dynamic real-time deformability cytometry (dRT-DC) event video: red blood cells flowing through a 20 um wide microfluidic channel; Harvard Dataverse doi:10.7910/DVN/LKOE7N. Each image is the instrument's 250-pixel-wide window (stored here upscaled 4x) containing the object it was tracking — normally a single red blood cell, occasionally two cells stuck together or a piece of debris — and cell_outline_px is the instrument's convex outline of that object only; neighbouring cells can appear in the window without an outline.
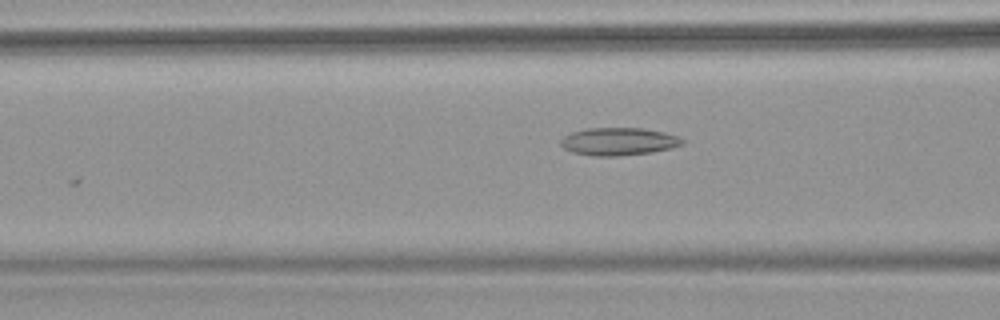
{"species": "common noctule bat (a hibernating species)", "species_latin": "Nyctalus noctula", "temperature_condition": "warm", "stored_images_in_passage": 9, "camera_frame_rate_fps": 3000, "um_per_image_px": 0.085, "animal": {"sex": "female", "body_mass_g": 18.4}, "frame": {"image": 1, "passage_image": 5, "time_ms": 1.333, "image_size_px": [1000, 320], "cell_outline_px": [[684, 144], [672, 148], [652, 152], [620, 156], [592, 156], [572, 152], [564, 148], [560, 144], [560, 140], [564, 136], [572, 132], [584, 128], [640, 128], [664, 132], [680, 136], [684, 140]], "centroid_in_image_um": [52.59, 12.03], "position_along_channel_um": 114.0, "area_um2": 19.83}}
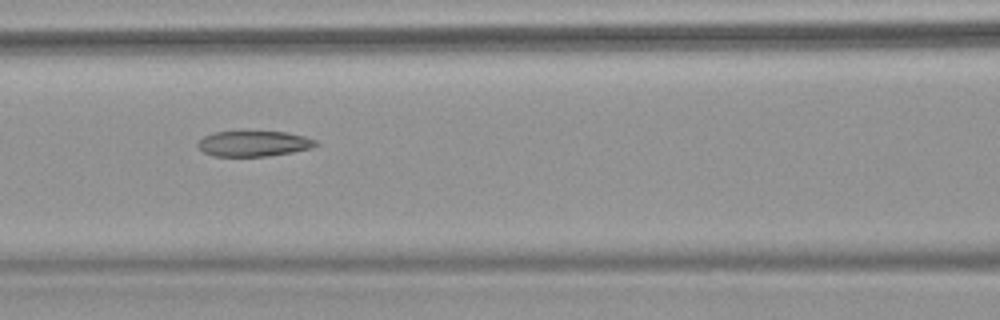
{"frame": {"image": 2, "passage_image": 8, "time_ms": 2.333, "image_size_px": [1000, 320], "cell_outline_px": [[320, 144], [312, 148], [292, 152], [268, 156], [212, 156], [204, 152], [196, 144], [204, 136], [212, 132], [288, 132], [304, 136], [316, 140]], "centroid_in_image_um": [21.59, 12.21], "position_along_channel_um": 145.0, "area_um2": 17.51}}